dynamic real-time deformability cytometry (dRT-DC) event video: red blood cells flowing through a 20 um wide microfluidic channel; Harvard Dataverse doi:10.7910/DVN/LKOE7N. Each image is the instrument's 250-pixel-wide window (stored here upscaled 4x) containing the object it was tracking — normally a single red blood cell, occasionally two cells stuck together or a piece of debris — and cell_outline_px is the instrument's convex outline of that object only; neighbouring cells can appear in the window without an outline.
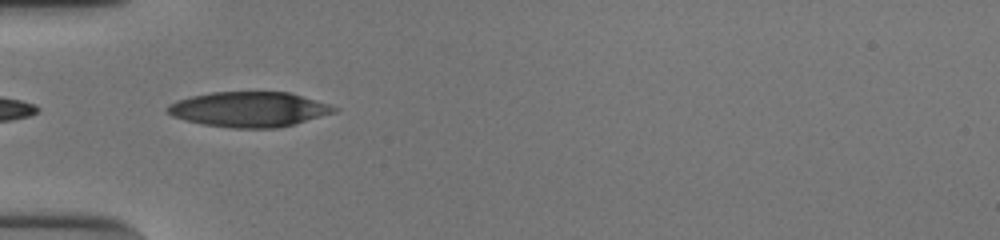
{"species": "human", "species_latin": "Homo sapiens", "temperature_condition": "cold", "stored_images_in_passage": 10, "camera_frame_rate_fps": 3000, "um_per_image_px": 0.085, "donor": {"sex": "male"}, "frame": {"image": 1, "passage_image": 1, "time_ms": 0.0, "image_size_px": [1000, 240], "cell_outline_px": [[340, 108], [336, 112], [292, 124], [276, 128], [232, 128], [204, 124], [184, 120], [172, 116], [164, 112], [164, 108], [168, 104], [176, 100], [192, 96], [212, 92], [288, 92], [328, 104]], "centroid_in_image_um": [21.1, 9.29], "position_along_channel_um": 63.9, "area_um2": 33.99}}
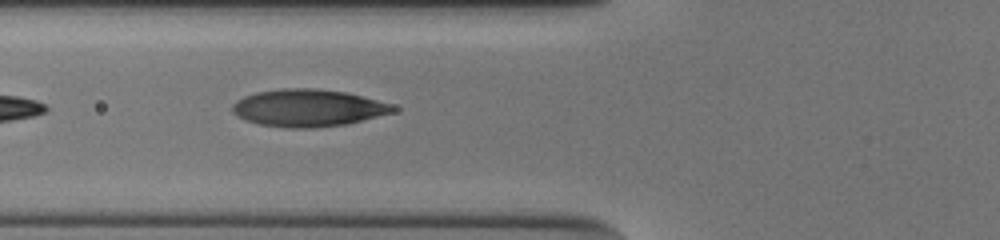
{"frame": {"image": 2, "passage_image": 4, "time_ms": 1.0, "image_size_px": [1000, 240], "cell_outline_px": [[400, 108], [396, 112], [344, 124], [312, 128], [288, 128], [260, 124], [244, 120], [236, 116], [232, 112], [232, 104], [236, 100], [244, 96], [256, 92], [284, 88], [316, 88], [344, 92], [392, 104]], "centroid_in_image_um": [26.16, 9.17], "position_along_channel_um": 99.6, "area_um2": 34.91}}
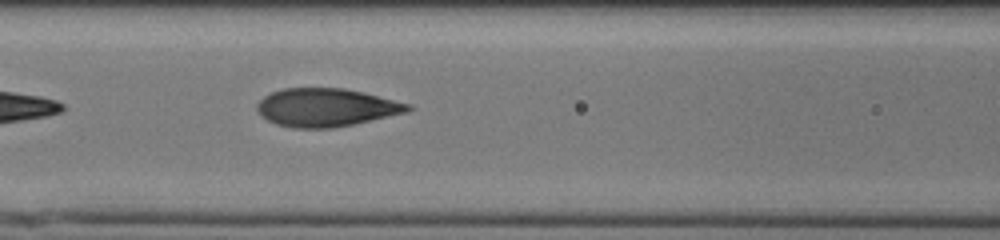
{"frame": {"image": 3, "passage_image": 7, "time_ms": 2.0, "image_size_px": [1000, 240], "cell_outline_px": [[412, 108], [408, 112], [352, 124], [332, 128], [292, 128], [276, 124], [268, 120], [256, 108], [256, 104], [264, 96], [272, 92], [284, 88], [344, 88], [412, 104]], "centroid_in_image_um": [27.72, 9.13], "position_along_channel_um": 138.9, "area_um2": 33.29}}